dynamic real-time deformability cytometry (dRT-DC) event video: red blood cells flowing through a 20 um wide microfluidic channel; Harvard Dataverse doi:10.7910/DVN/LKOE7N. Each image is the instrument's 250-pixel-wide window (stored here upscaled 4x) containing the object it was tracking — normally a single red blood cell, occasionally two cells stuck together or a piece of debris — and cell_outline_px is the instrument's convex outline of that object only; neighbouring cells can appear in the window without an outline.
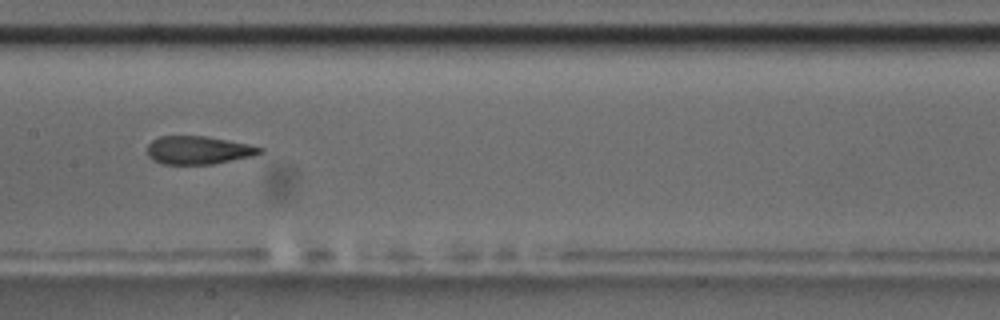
{"species": "common noctule bat (a hibernating species)", "species_latin": "Nyctalus noctula", "temperature_condition": "room temperature", "stored_images_in_passage": 10, "camera_frame_rate_fps": 3000, "um_per_image_px": 0.085, "animal": {"sex": "male", "body_mass_g": 17.5, "forearm_length_mm": 52.3}, "frame": {"image": 1, "passage_image": 6, "time_ms": 6.0, "image_size_px": [1000, 320], "cell_outline_px": [[264, 152], [252, 156], [212, 164], [164, 164], [152, 160], [148, 156], [148, 144], [152, 140], [160, 136], [208, 136], [248, 144], [264, 148]], "centroid_in_image_um": [16.86, 12.76], "position_along_channel_um": 190.5, "area_um2": 18.5}}